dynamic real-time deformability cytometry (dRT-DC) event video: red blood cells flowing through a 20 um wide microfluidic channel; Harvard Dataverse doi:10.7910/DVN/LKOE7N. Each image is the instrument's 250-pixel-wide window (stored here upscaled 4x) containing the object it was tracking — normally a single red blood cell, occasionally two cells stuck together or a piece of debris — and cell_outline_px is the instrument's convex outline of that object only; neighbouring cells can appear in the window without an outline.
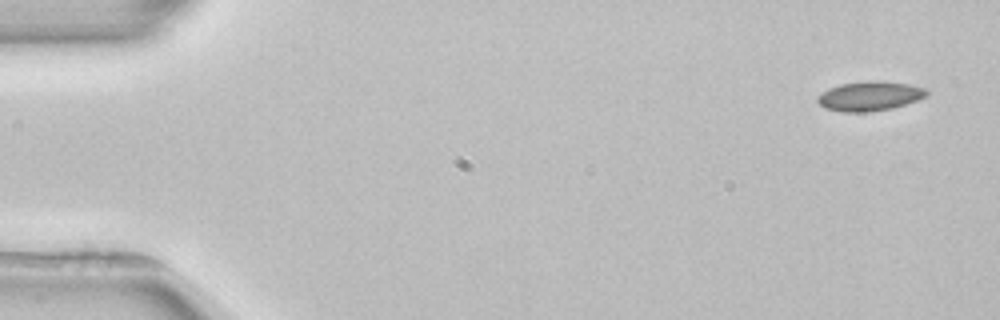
{"species": "common noctule bat (a hibernating species)", "species_latin": "Nyctalus noctula", "temperature_condition": "room temperature", "stored_images_in_passage": 6, "camera_frame_rate_fps": 3000, "um_per_image_px": 0.085, "animal": {"sex": "female", "body_mass_g": 22.7, "forearm_length_mm": 54.2}, "frame": {"image": 1, "passage_image": 1, "time_ms": 0.0, "image_size_px": [1000, 320], "cell_outline_px": [[928, 92], [924, 96], [916, 100], [892, 108], [868, 112], [840, 112], [824, 108], [816, 100], [816, 96], [828, 88], [840, 84], [868, 80], [880, 80], [908, 84], [924, 88]], "centroid_in_image_um": [73.85, 8.16], "position_along_channel_um": 11.2, "area_um2": 18.79}}
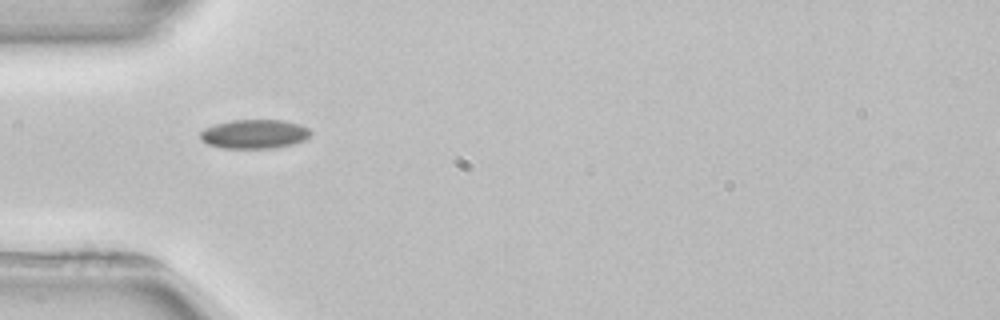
{"frame": {"image": 2, "passage_image": 4, "time_ms": 4.667, "image_size_px": [1000, 320], "cell_outline_px": [[312, 132], [304, 140], [292, 144], [272, 148], [224, 148], [208, 144], [200, 140], [200, 132], [204, 128], [216, 124], [232, 120], [284, 120], [300, 124], [308, 128]], "centroid_in_image_um": [21.61, 11.39], "position_along_channel_um": 63.4, "area_um2": 18.67}}